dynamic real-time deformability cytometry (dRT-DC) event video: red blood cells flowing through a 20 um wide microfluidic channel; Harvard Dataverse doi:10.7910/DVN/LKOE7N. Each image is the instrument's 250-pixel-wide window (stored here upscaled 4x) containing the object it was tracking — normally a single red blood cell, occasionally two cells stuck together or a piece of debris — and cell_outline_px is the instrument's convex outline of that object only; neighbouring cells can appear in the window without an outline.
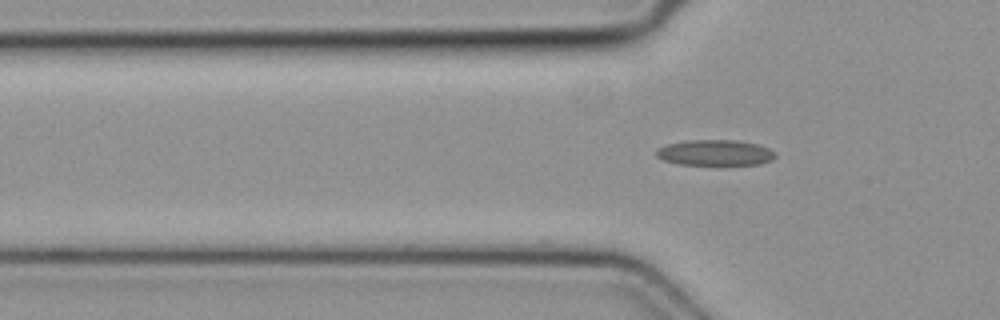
{"species": "common noctule bat (a hibernating species)", "species_latin": "Nyctalus noctula", "temperature_condition": "cold", "stored_images_in_passage": 5, "camera_frame_rate_fps": 3000, "um_per_image_px": 0.085, "animal": {"sex": "female", "body_mass_g": 19.3, "forearm_length_mm": 54.1}, "frame": {"image": 1, "passage_image": 4, "time_ms": 1.0, "image_size_px": [1000, 320], "cell_outline_px": [[776, 156], [772, 160], [760, 164], [680, 164], [664, 160], [656, 156], [656, 148], [668, 144], [688, 140], [736, 140], [756, 144], [768, 148], [776, 152]], "centroid_in_image_um": [60.79, 12.97], "position_along_channel_um": 65.0, "area_um2": 17.69}}
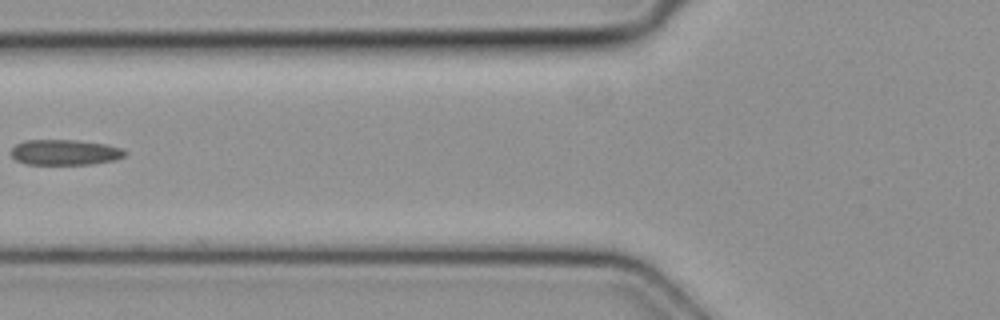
{"frame": {"image": 2, "passage_image": 5, "time_ms": 1.333, "image_size_px": [1000, 320], "cell_outline_px": [[128, 152], [124, 156], [116, 160], [92, 164], [28, 164], [16, 160], [12, 156], [12, 148], [16, 144], [24, 140], [76, 140], [104, 144], [120, 148]], "centroid_in_image_um": [5.53, 12.95], "position_along_channel_um": 120.3, "area_um2": 16.82}}